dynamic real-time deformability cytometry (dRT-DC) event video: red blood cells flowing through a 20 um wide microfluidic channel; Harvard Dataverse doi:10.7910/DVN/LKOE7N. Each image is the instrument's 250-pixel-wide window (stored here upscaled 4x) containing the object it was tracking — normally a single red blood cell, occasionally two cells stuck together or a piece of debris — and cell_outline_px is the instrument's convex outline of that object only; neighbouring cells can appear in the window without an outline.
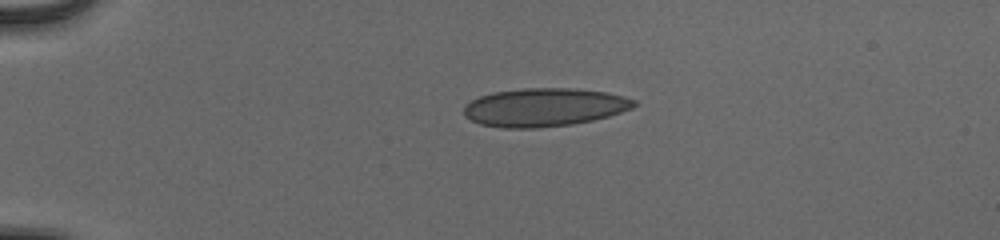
{"species": "human", "species_latin": "Homo sapiens", "temperature_condition": "cold", "stored_images_in_passage": 42, "camera_frame_rate_fps": 3000, "um_per_image_px": 0.085, "donor": {"sex": "male"}, "frame": {"image": 1, "passage_image": 1, "time_ms": 0.0, "image_size_px": [1000, 240], "cell_outline_px": [[636, 104], [632, 108], [608, 116], [592, 120], [572, 124], [540, 128], [504, 128], [480, 124], [464, 116], [464, 104], [480, 96], [492, 92], [524, 88], [572, 88], [604, 92], [624, 96], [636, 100]], "centroid_in_image_um": [46.24, 9.12], "position_along_channel_um": 38.8, "area_um2": 37.97}}
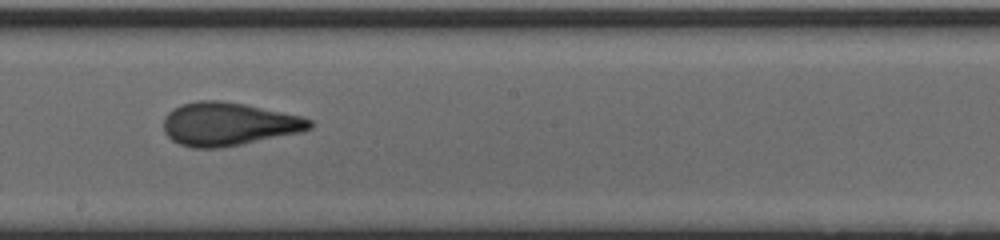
{"frame": {"image": 2, "passage_image": 20, "time_ms": 6.333, "image_size_px": [1000, 240], "cell_outline_px": [[312, 128], [304, 132], [220, 148], [192, 148], [180, 144], [172, 140], [164, 132], [164, 116], [172, 108], [180, 104], [196, 100], [220, 100], [244, 104], [304, 116], [312, 120]], "centroid_in_image_um": [19.43, 10.54], "position_along_channel_um": 228.8, "area_um2": 37.22}}
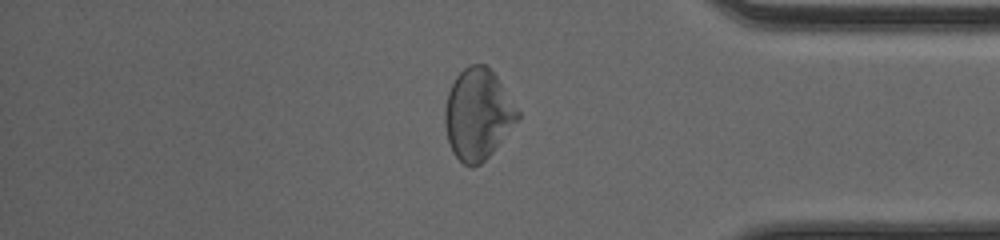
{"frame": {"image": 3, "passage_image": 34, "time_ms": 11.0, "image_size_px": [1000, 240], "cell_outline_px": [[520, 116], [492, 152], [480, 164], [472, 168], [464, 164], [452, 152], [448, 140], [444, 124], [444, 112], [448, 92], [456, 76], [468, 64], [484, 64], [496, 76], [520, 112]], "centroid_in_image_um": [40.59, 9.71], "position_along_channel_um": 394.6, "area_um2": 38.09}, "authors_computed_cell_mechanics": {"area_um2": 36.8186, "velocity_mm_per_s": 3.8883, "shape_relaxation_time_tau1_ms": 8.8207, "shape_relaxation_time_tau2_ms": 0.749, "deformation_change_tau1": 0.2388, "deformation_change_tau2": 0.0602}}